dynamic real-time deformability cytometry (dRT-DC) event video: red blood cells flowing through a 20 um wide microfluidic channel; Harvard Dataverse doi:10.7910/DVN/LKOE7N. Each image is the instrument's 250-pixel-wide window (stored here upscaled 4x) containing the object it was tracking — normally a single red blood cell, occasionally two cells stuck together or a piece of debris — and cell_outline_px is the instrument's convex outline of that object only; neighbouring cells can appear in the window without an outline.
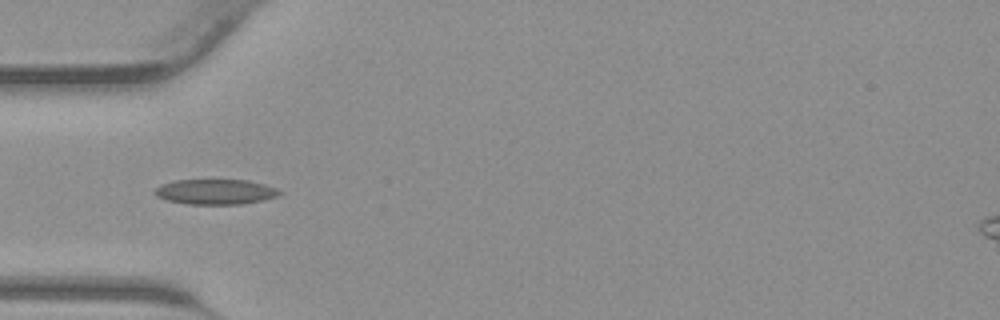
{"species": "common noctule bat (a hibernating species)", "species_latin": "Nyctalus noctula", "temperature_condition": "warm", "stored_images_in_passage": 42, "camera_frame_rate_fps": 3000, "um_per_image_px": 0.085, "animal": {"sex": "male", "body_mass_g": 23.1, "forearm_length_mm": 52.7}, "frame": {"image": 1, "passage_image": 13, "time_ms": 4.0, "image_size_px": [1000, 320], "cell_outline_px": [[284, 192], [276, 196], [260, 200], [240, 204], [188, 204], [168, 200], [156, 196], [152, 192], [160, 184], [176, 180], [248, 180], [264, 184], [276, 188]], "centroid_in_image_um": [18.28, 16.29], "position_along_channel_um": 66.7, "area_um2": 18.21}}
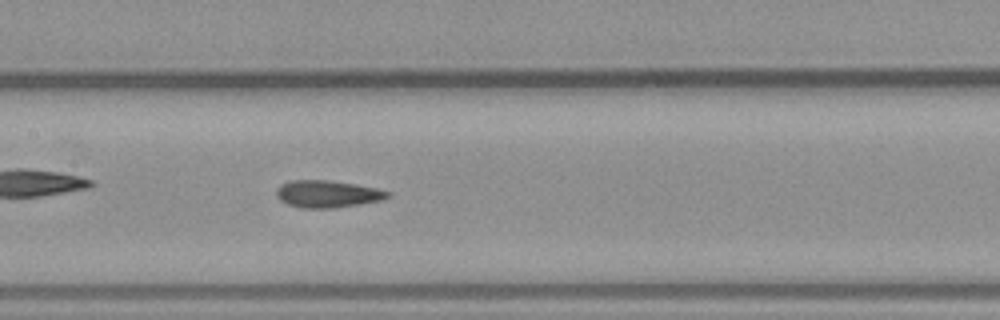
{"frame": {"image": 2, "passage_image": 20, "time_ms": 6.333, "image_size_px": [1000, 320], "cell_outline_px": [[392, 196], [384, 200], [336, 208], [300, 208], [288, 204], [280, 200], [276, 196], [276, 188], [280, 184], [292, 180], [328, 180], [356, 184], [376, 188], [392, 192]], "centroid_in_image_um": [27.86, 16.49], "position_along_channel_um": 179.5, "area_um2": 17.92}}
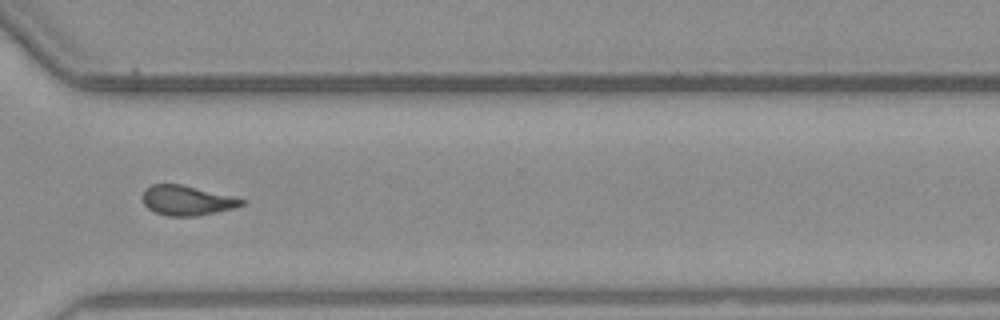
{"frame": {"image": 3, "passage_image": 31, "time_ms": 10.0, "image_size_px": [1000, 320], "cell_outline_px": [[248, 200], [244, 204], [236, 208], [196, 216], [168, 216], [156, 212], [148, 208], [144, 204], [144, 188], [152, 184], [180, 184], [232, 196]], "centroid_in_image_um": [15.92, 17.04], "position_along_channel_um": 354.7, "area_um2": 17.11}}